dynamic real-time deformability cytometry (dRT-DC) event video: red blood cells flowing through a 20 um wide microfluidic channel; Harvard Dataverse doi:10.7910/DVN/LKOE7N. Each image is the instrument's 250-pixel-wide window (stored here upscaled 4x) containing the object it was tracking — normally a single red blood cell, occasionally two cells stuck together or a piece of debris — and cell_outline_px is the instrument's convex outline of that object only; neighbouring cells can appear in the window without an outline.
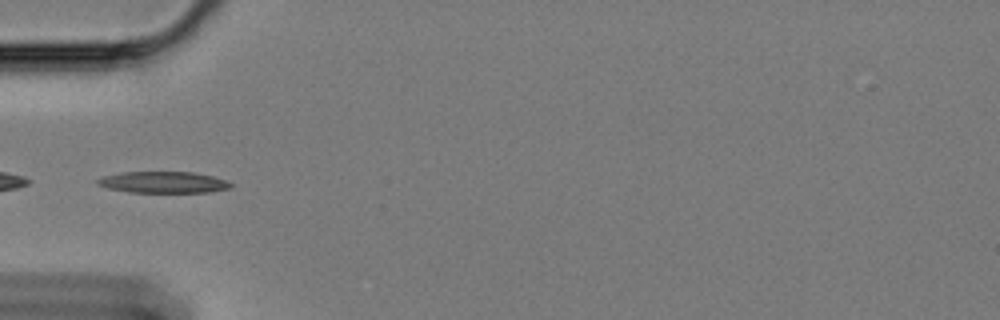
{"species": "Egyptian fruit bat (a non-hibernating species)", "species_latin": "Rousettus aegyptiacus", "temperature_condition": "cold", "stored_images_in_passage": 41, "camera_frame_rate_fps": 3000, "um_per_image_px": 0.085, "animal": {"sex": "female"}, "frame": {"image": 1, "passage_image": 1, "time_ms": 0.0, "image_size_px": [1000, 320], "cell_outline_px": [[232, 188], [208, 192], [128, 192], [108, 188], [96, 184], [96, 180], [104, 176], [124, 172], [196, 172], [212, 176], [224, 180], [232, 184]], "centroid_in_image_um": [13.88, 15.49], "position_along_channel_um": 71.1, "area_um2": 16.53}}
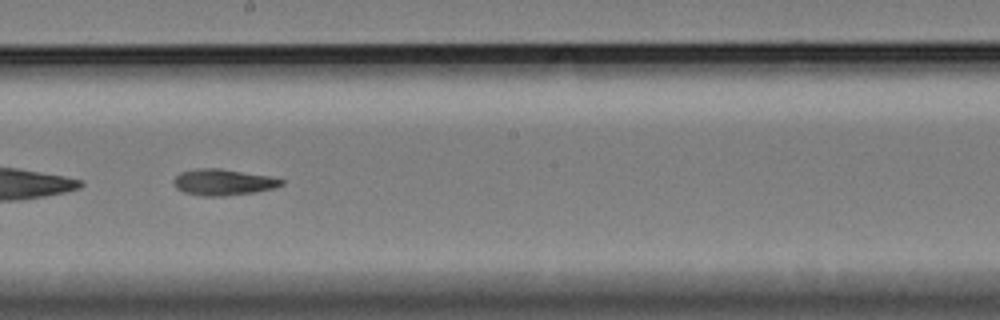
{"frame": {"image": 2, "passage_image": 15, "time_ms": 4.667, "image_size_px": [1000, 320], "cell_outline_px": [[284, 184], [276, 188], [252, 192], [224, 196], [204, 196], [184, 192], [176, 188], [172, 180], [180, 172], [196, 168], [220, 168], [268, 176], [284, 180]], "centroid_in_image_um": [18.95, 15.48], "position_along_channel_um": 229.3, "area_um2": 16.42}}
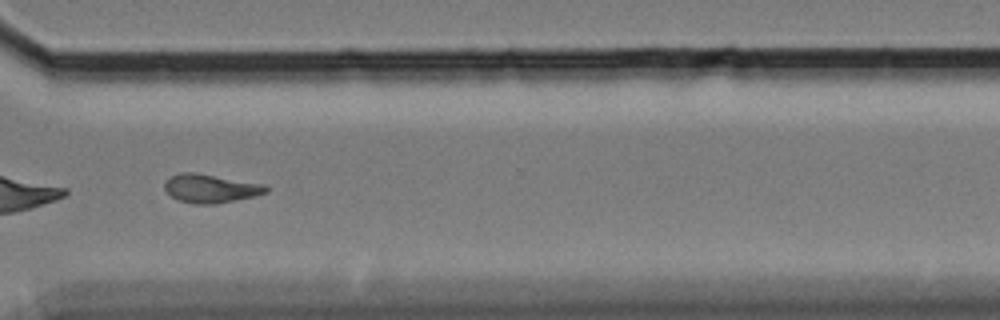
{"frame": {"image": 3, "passage_image": 26, "time_ms": 8.333, "image_size_px": [1000, 320], "cell_outline_px": [[268, 192], [252, 196], [216, 204], [196, 204], [180, 200], [172, 196], [164, 188], [164, 180], [180, 172], [192, 172], [264, 184], [268, 188]], "centroid_in_image_um": [17.87, 16.01], "position_along_channel_um": 352.7, "area_um2": 16.59}}